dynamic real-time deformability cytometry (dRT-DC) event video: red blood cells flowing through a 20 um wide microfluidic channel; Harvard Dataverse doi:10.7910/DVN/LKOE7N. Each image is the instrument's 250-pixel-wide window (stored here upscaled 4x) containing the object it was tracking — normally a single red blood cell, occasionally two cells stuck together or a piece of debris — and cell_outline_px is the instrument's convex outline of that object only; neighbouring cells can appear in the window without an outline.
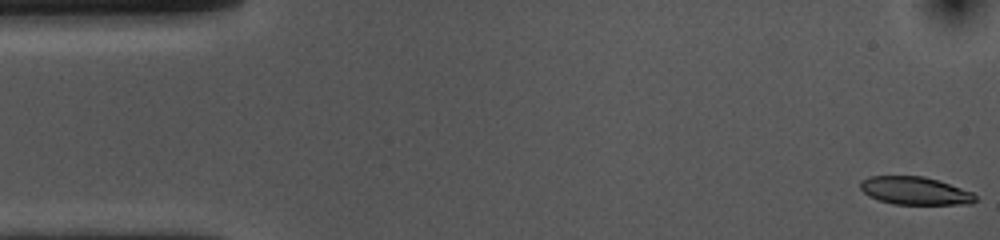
{"species": "common noctule bat (a hibernating species)", "species_latin": "Nyctalus noctula", "temperature_condition": "cold", "stored_images_in_passage": 53, "camera_frame_rate_fps": 3000, "um_per_image_px": 0.085, "animal": {"sex": "female", "body_mass_g": 10.0, "forearm_length_mm": 53.1}, "frame": {"image": 1, "passage_image": 1, "time_ms": 0.0, "image_size_px": [1000, 240], "cell_outline_px": [[976, 200], [972, 204], [892, 204], [868, 196], [860, 188], [860, 180], [868, 176], [924, 176], [972, 192], [976, 196]], "centroid_in_image_um": [77.74, 16.21], "position_along_channel_um": 7.3, "area_um2": 18.61}}
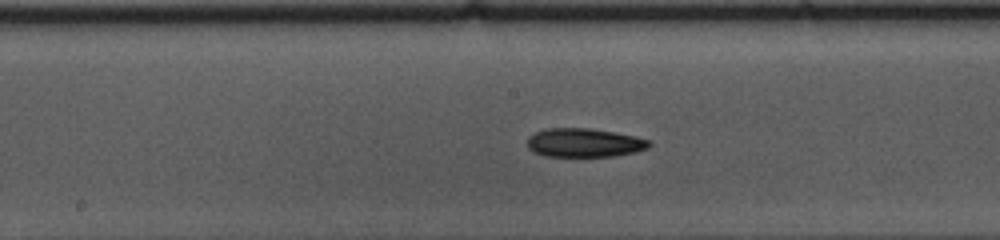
{"frame": {"image": 2, "passage_image": 26, "time_ms": 8.333, "image_size_px": [1000, 240], "cell_outline_px": [[652, 144], [648, 148], [636, 152], [612, 156], [544, 156], [532, 152], [528, 148], [528, 136], [536, 132], [548, 128], [592, 128], [636, 136], [648, 140]], "centroid_in_image_um": [49.66, 12.13], "position_along_channel_um": 198.5, "area_um2": 20.52}}
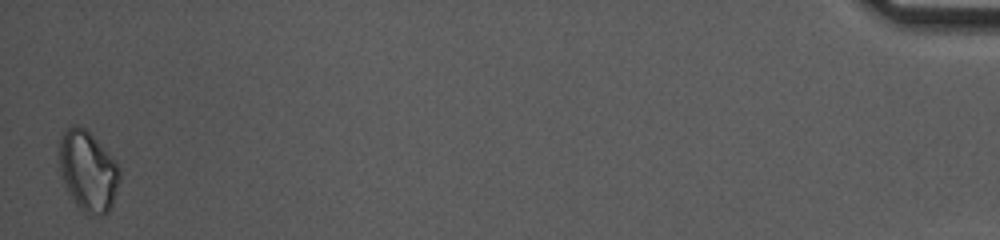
{"frame": {"image": 3, "passage_image": 53, "time_ms": 17.333, "image_size_px": [1000, 240], "cell_outline_px": [[120, 180], [112, 204], [108, 212], [100, 216], [88, 216], [76, 204], [68, 192], [60, 168], [60, 136], [72, 124], [76, 124], [84, 128], [116, 160], [120, 168]], "centroid_in_image_um": [7.5, 14.56], "position_along_channel_um": 427.7, "area_um2": 28.09}, "authors_computed_cell_mechanics": {"area_um2": 20.519, "velocity_mm_per_s": 3.6485, "shape_relaxation_time_tau1_ms": 6.9414, "shape_relaxation_time_tau2_ms": null, "deformation_change_tau1": 0.1225, "deformation_change_tau2": null}}